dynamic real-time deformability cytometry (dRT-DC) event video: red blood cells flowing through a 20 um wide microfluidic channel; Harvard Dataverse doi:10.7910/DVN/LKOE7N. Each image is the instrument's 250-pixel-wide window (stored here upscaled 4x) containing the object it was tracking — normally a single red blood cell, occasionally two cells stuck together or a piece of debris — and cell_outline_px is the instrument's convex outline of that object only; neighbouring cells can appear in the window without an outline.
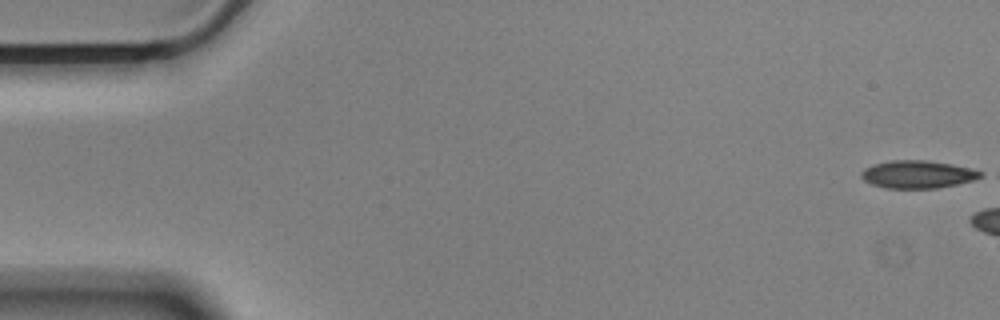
{"species": "Egyptian fruit bat (a non-hibernating species)", "species_latin": "Rousettus aegyptiacus", "temperature_condition": "cold", "stored_images_in_passage": 14, "camera_frame_rate_fps": 3000, "um_per_image_px": 0.085, "animal": {"sex": "male"}, "frame": {"image": 1, "passage_image": 1, "time_ms": 0.0, "image_size_px": [1000, 320], "cell_outline_px": [[984, 176], [972, 180], [956, 184], [936, 188], [884, 188], [872, 184], [864, 180], [860, 176], [860, 172], [864, 168], [872, 164], [892, 160], [928, 160], [952, 164], [984, 172]], "centroid_in_image_um": [77.97, 14.81], "position_along_channel_um": 7.0, "area_um2": 19.31}}